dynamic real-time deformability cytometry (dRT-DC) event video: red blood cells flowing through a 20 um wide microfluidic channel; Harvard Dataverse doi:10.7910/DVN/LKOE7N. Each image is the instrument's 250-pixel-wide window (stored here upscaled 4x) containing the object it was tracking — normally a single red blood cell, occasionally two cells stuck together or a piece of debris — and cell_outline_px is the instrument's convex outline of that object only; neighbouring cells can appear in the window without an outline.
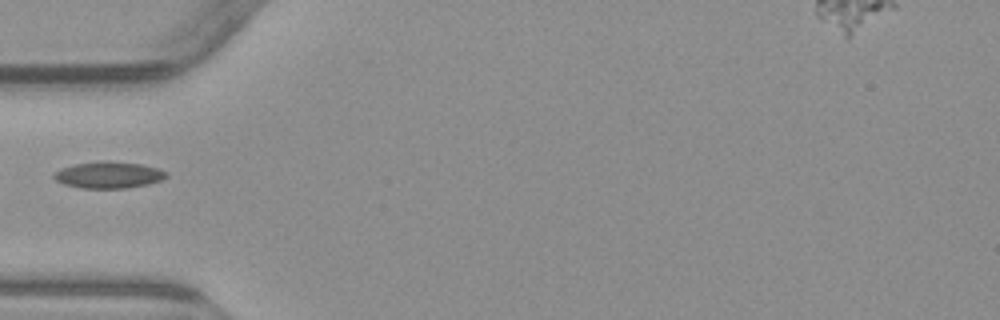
{"species": "common noctule bat (a hibernating species)", "species_latin": "Nyctalus noctula", "temperature_condition": "warm", "stored_images_in_passage": 2, "camera_frame_rate_fps": 3000, "um_per_image_px": 0.085, "animal": {"sex": "male", "body_mass_g": 23.1, "forearm_length_mm": 52.7}, "frame": {"image": 1, "passage_image": 2, "time_ms": 1.0, "image_size_px": [1000, 320], "cell_outline_px": [[168, 176], [160, 180], [148, 184], [124, 188], [80, 188], [64, 184], [56, 180], [52, 176], [56, 172], [64, 168], [76, 164], [100, 160], [108, 160], [140, 164], [160, 168], [168, 172]], "centroid_in_image_um": [9.27, 14.86], "position_along_channel_um": 75.7, "area_um2": 17.4}}